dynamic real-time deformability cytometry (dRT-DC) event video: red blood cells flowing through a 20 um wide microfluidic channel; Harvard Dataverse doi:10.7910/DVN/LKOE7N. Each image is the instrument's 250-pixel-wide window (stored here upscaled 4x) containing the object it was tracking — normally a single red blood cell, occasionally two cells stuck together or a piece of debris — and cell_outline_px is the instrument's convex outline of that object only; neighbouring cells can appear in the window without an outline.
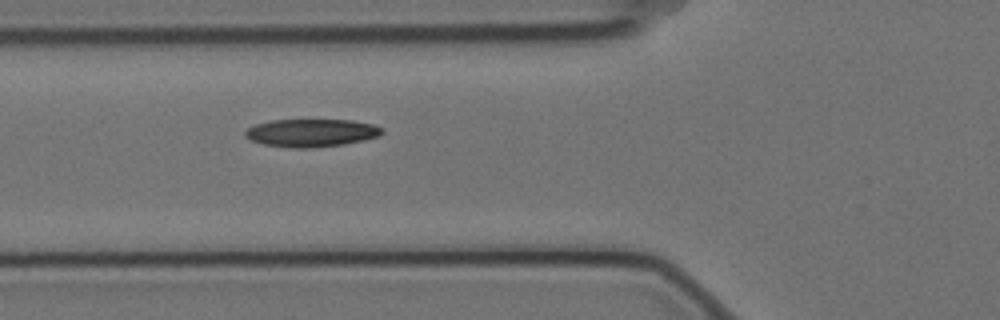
{"species": "Egyptian fruit bat (a non-hibernating species)", "species_latin": "Rousettus aegyptiacus", "temperature_condition": "cold", "stored_images_in_passage": 6, "camera_frame_rate_fps": 3000, "um_per_image_px": 0.085, "animal": {"sex": "female"}, "frame": {"image": 1, "passage_image": 6, "time_ms": 1.667, "image_size_px": [1000, 320], "cell_outline_px": [[384, 132], [380, 136], [364, 140], [344, 144], [312, 148], [292, 148], [260, 144], [244, 136], [244, 132], [248, 128], [256, 124], [272, 120], [352, 120], [372, 124], [384, 128]], "centroid_in_image_um": [26.48, 11.3], "position_along_channel_um": 99.3, "area_um2": 22.37}}